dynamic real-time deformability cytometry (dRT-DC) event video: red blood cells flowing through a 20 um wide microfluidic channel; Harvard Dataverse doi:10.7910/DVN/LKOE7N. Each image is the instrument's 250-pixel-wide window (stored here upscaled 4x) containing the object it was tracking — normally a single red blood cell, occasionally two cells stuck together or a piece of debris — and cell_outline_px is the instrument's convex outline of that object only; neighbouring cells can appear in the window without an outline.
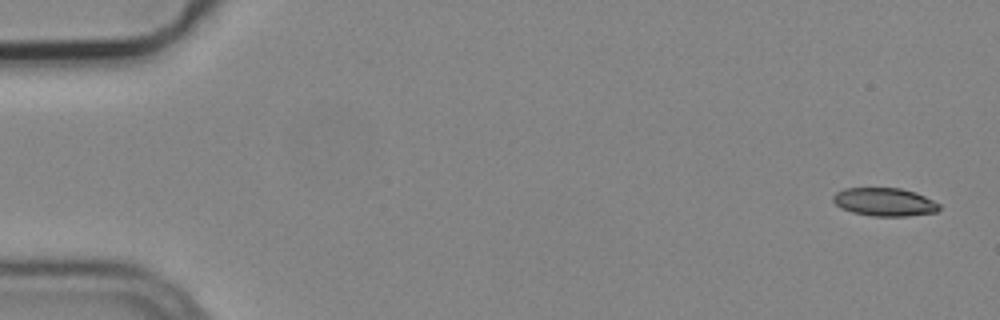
{"species": "common noctule bat (a hibernating species)", "species_latin": "Nyctalus noctula", "temperature_condition": "cold", "stored_images_in_passage": 5, "camera_frame_rate_fps": 3000, "um_per_image_px": 0.085, "animal": {"sex": "male", "body_mass_g": 19.2, "forearm_length_mm": 51.8}, "frame": {"image": 1, "passage_image": 1, "time_ms": 0.0, "image_size_px": [1000, 320], "cell_outline_px": [[940, 208], [936, 212], [908, 216], [872, 216], [852, 212], [840, 208], [832, 200], [832, 196], [836, 192], [844, 188], [900, 188], [916, 192], [940, 204]], "centroid_in_image_um": [75.17, 17.17], "position_along_channel_um": 9.8, "area_um2": 17.51}}
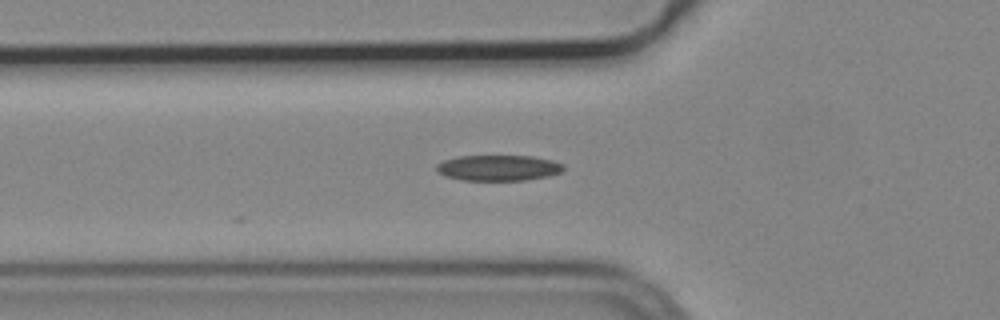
{"frame": {"image": 2, "passage_image": 5, "time_ms": 1.333, "image_size_px": [1000, 320], "cell_outline_px": [[564, 168], [560, 172], [548, 176], [524, 180], [464, 180], [444, 176], [436, 172], [436, 164], [444, 160], [456, 156], [532, 156], [552, 160], [564, 164]], "centroid_in_image_um": [42.33, 14.26], "position_along_channel_um": 83.5, "area_um2": 19.07}}